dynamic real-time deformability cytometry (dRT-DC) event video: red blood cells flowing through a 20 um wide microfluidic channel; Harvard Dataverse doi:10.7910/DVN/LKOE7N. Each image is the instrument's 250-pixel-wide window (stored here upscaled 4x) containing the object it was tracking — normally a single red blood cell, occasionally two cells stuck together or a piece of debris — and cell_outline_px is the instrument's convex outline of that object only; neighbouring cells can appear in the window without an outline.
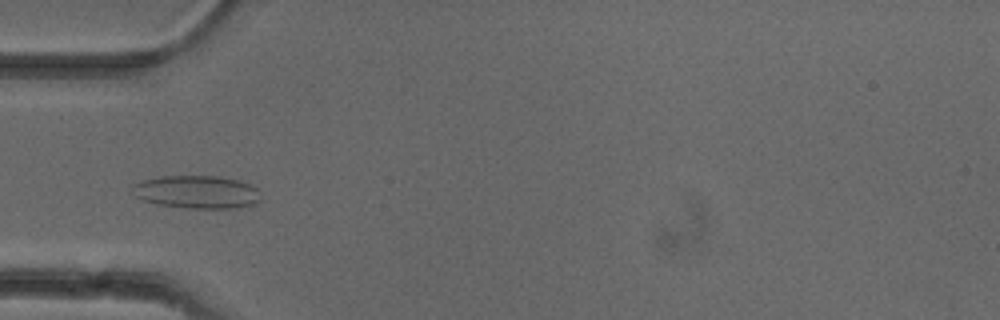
{"species": "common noctule bat (a hibernating species)", "species_latin": "Nyctalus noctula", "temperature_condition": "cold", "stored_images_in_passage": 52, "camera_frame_rate_fps": 3000, "um_per_image_px": 0.085, "animal": {"sex": "female"}, "frame": {"image": 1, "passage_image": 17, "time_ms": 5.333, "image_size_px": [1000, 320], "cell_outline_px": [[260, 200], [252, 204], [236, 208], [184, 208], [156, 204], [144, 200], [136, 196], [132, 188], [132, 184], [144, 180], [160, 176], [220, 176], [240, 180], [256, 188]], "centroid_in_image_um": [16.71, 16.31], "position_along_channel_um": 68.3, "area_um2": 24.57}}
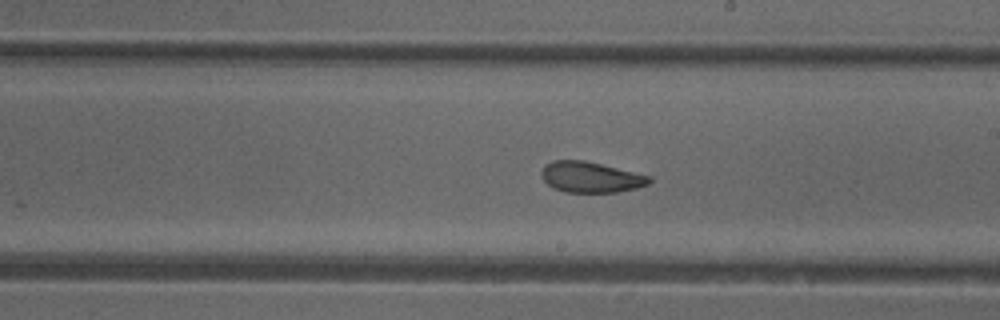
{"frame": {"image": 2, "passage_image": 30, "time_ms": 9.667, "image_size_px": [1000, 320], "cell_outline_px": [[652, 180], [648, 184], [636, 188], [616, 192], [564, 192], [552, 188], [540, 176], [540, 172], [544, 164], [552, 160], [584, 160], [652, 176]], "centroid_in_image_um": [50.18, 15.05], "position_along_channel_um": 238.8, "area_um2": 19.48}}
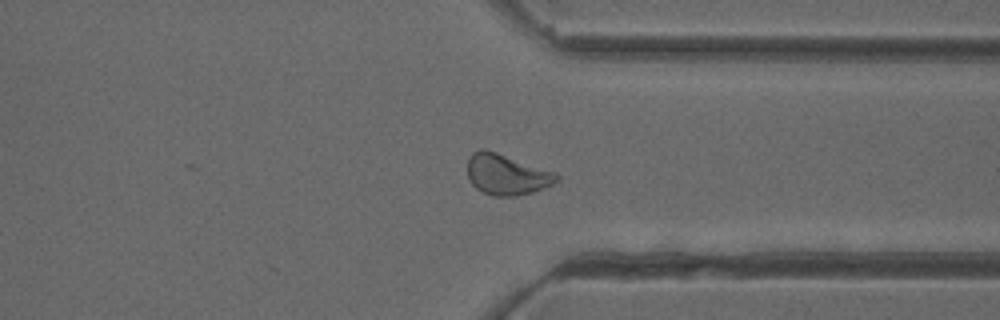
{"frame": {"image": 3, "passage_image": 40, "time_ms": 13.0, "image_size_px": [1000, 320], "cell_outline_px": [[560, 180], [544, 188], [532, 192], [516, 196], [492, 196], [476, 188], [472, 184], [468, 176], [468, 156], [472, 152], [480, 148], [484, 148], [556, 172], [560, 176]], "centroid_in_image_um": [43.07, 14.82], "position_along_channel_um": 368.3, "area_um2": 21.27}, "authors_computed_cell_mechanics": {"area_um2": 21.386, "velocity_mm_per_s": 3.9229, "shape_relaxation_time_tau1_ms": 4.5051, "shape_relaxation_time_tau2_ms": 1.6678, "deformation_change_tau1": 0.1015, "deformation_change_tau2": 0.0673}}